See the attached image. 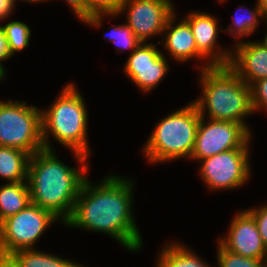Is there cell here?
I'll use <instances>...</instances> for the list:
<instances>
[{
	"label": "cell",
	"instance_id": "1",
	"mask_svg": "<svg viewBox=\"0 0 267 267\" xmlns=\"http://www.w3.org/2000/svg\"><path fill=\"white\" fill-rule=\"evenodd\" d=\"M100 183L92 185L86 177L70 218L62 224L108 234L129 251H140L142 238L131 210L133 181L110 174Z\"/></svg>",
	"mask_w": 267,
	"mask_h": 267
},
{
	"label": "cell",
	"instance_id": "2",
	"mask_svg": "<svg viewBox=\"0 0 267 267\" xmlns=\"http://www.w3.org/2000/svg\"><path fill=\"white\" fill-rule=\"evenodd\" d=\"M79 168L63 164L53 150L41 149L30 157L27 184L31 203L66 222L74 209L88 170L87 156L73 151ZM81 167V168H80Z\"/></svg>",
	"mask_w": 267,
	"mask_h": 267
},
{
	"label": "cell",
	"instance_id": "3",
	"mask_svg": "<svg viewBox=\"0 0 267 267\" xmlns=\"http://www.w3.org/2000/svg\"><path fill=\"white\" fill-rule=\"evenodd\" d=\"M200 72L203 96L193 101L200 116L206 118L208 111L210 119L240 123L251 133L244 121L253 113L251 87L229 66H212Z\"/></svg>",
	"mask_w": 267,
	"mask_h": 267
},
{
	"label": "cell",
	"instance_id": "4",
	"mask_svg": "<svg viewBox=\"0 0 267 267\" xmlns=\"http://www.w3.org/2000/svg\"><path fill=\"white\" fill-rule=\"evenodd\" d=\"M74 84L65 85L61 94L48 110H42V138L44 149L53 150L49 134L71 151L89 157L87 141L88 114L81 93Z\"/></svg>",
	"mask_w": 267,
	"mask_h": 267
},
{
	"label": "cell",
	"instance_id": "5",
	"mask_svg": "<svg viewBox=\"0 0 267 267\" xmlns=\"http://www.w3.org/2000/svg\"><path fill=\"white\" fill-rule=\"evenodd\" d=\"M200 117L198 108L191 101L161 119L144 147L149 163L191 158Z\"/></svg>",
	"mask_w": 267,
	"mask_h": 267
},
{
	"label": "cell",
	"instance_id": "6",
	"mask_svg": "<svg viewBox=\"0 0 267 267\" xmlns=\"http://www.w3.org/2000/svg\"><path fill=\"white\" fill-rule=\"evenodd\" d=\"M0 146L18 148L31 156L44 149L40 108L24 101H0Z\"/></svg>",
	"mask_w": 267,
	"mask_h": 267
},
{
	"label": "cell",
	"instance_id": "7",
	"mask_svg": "<svg viewBox=\"0 0 267 267\" xmlns=\"http://www.w3.org/2000/svg\"><path fill=\"white\" fill-rule=\"evenodd\" d=\"M57 219L59 218L52 212L33 203L9 216L0 223V256H9L17 250L32 249L45 229Z\"/></svg>",
	"mask_w": 267,
	"mask_h": 267
},
{
	"label": "cell",
	"instance_id": "8",
	"mask_svg": "<svg viewBox=\"0 0 267 267\" xmlns=\"http://www.w3.org/2000/svg\"><path fill=\"white\" fill-rule=\"evenodd\" d=\"M200 117L191 160H202L218 153L249 148L251 133L240 123Z\"/></svg>",
	"mask_w": 267,
	"mask_h": 267
},
{
	"label": "cell",
	"instance_id": "9",
	"mask_svg": "<svg viewBox=\"0 0 267 267\" xmlns=\"http://www.w3.org/2000/svg\"><path fill=\"white\" fill-rule=\"evenodd\" d=\"M249 148L227 150L200 160V176L210 190L239 188L251 173Z\"/></svg>",
	"mask_w": 267,
	"mask_h": 267
},
{
	"label": "cell",
	"instance_id": "10",
	"mask_svg": "<svg viewBox=\"0 0 267 267\" xmlns=\"http://www.w3.org/2000/svg\"><path fill=\"white\" fill-rule=\"evenodd\" d=\"M126 11L127 25L142 42L163 34L167 20L175 9L171 0H125L118 14Z\"/></svg>",
	"mask_w": 267,
	"mask_h": 267
},
{
	"label": "cell",
	"instance_id": "11",
	"mask_svg": "<svg viewBox=\"0 0 267 267\" xmlns=\"http://www.w3.org/2000/svg\"><path fill=\"white\" fill-rule=\"evenodd\" d=\"M152 43H142L126 61L124 70L127 77L142 91H151L168 72V63L162 51Z\"/></svg>",
	"mask_w": 267,
	"mask_h": 267
},
{
	"label": "cell",
	"instance_id": "12",
	"mask_svg": "<svg viewBox=\"0 0 267 267\" xmlns=\"http://www.w3.org/2000/svg\"><path fill=\"white\" fill-rule=\"evenodd\" d=\"M219 243L232 253L254 259H265L267 247L263 243L253 215L240 211L231 220L227 236Z\"/></svg>",
	"mask_w": 267,
	"mask_h": 267
},
{
	"label": "cell",
	"instance_id": "13",
	"mask_svg": "<svg viewBox=\"0 0 267 267\" xmlns=\"http://www.w3.org/2000/svg\"><path fill=\"white\" fill-rule=\"evenodd\" d=\"M184 19L189 23L192 30L197 50L206 59L208 57L210 58V61L207 62L208 64L205 63V66L203 65L201 70L212 66H228L232 51H227L216 45L219 31L217 25L218 20L209 13H202L200 11L190 12L188 17L186 16Z\"/></svg>",
	"mask_w": 267,
	"mask_h": 267
},
{
	"label": "cell",
	"instance_id": "14",
	"mask_svg": "<svg viewBox=\"0 0 267 267\" xmlns=\"http://www.w3.org/2000/svg\"><path fill=\"white\" fill-rule=\"evenodd\" d=\"M229 67L248 85L267 78V41H236Z\"/></svg>",
	"mask_w": 267,
	"mask_h": 267
},
{
	"label": "cell",
	"instance_id": "15",
	"mask_svg": "<svg viewBox=\"0 0 267 267\" xmlns=\"http://www.w3.org/2000/svg\"><path fill=\"white\" fill-rule=\"evenodd\" d=\"M175 12L167 20L163 36L164 47L170 53V56L178 62L188 61L192 58L205 59V57L197 50L194 36L189 23L183 19L178 24L176 21ZM175 26V27H174Z\"/></svg>",
	"mask_w": 267,
	"mask_h": 267
},
{
	"label": "cell",
	"instance_id": "16",
	"mask_svg": "<svg viewBox=\"0 0 267 267\" xmlns=\"http://www.w3.org/2000/svg\"><path fill=\"white\" fill-rule=\"evenodd\" d=\"M30 157L21 149L0 146V177L7 183L27 181Z\"/></svg>",
	"mask_w": 267,
	"mask_h": 267
},
{
	"label": "cell",
	"instance_id": "17",
	"mask_svg": "<svg viewBox=\"0 0 267 267\" xmlns=\"http://www.w3.org/2000/svg\"><path fill=\"white\" fill-rule=\"evenodd\" d=\"M31 203L26 182L6 183L0 187V223Z\"/></svg>",
	"mask_w": 267,
	"mask_h": 267
},
{
	"label": "cell",
	"instance_id": "18",
	"mask_svg": "<svg viewBox=\"0 0 267 267\" xmlns=\"http://www.w3.org/2000/svg\"><path fill=\"white\" fill-rule=\"evenodd\" d=\"M17 267H79L73 261L32 249L17 250L8 256Z\"/></svg>",
	"mask_w": 267,
	"mask_h": 267
},
{
	"label": "cell",
	"instance_id": "19",
	"mask_svg": "<svg viewBox=\"0 0 267 267\" xmlns=\"http://www.w3.org/2000/svg\"><path fill=\"white\" fill-rule=\"evenodd\" d=\"M158 260L157 267H209L193 250L176 242L166 245L161 250Z\"/></svg>",
	"mask_w": 267,
	"mask_h": 267
},
{
	"label": "cell",
	"instance_id": "20",
	"mask_svg": "<svg viewBox=\"0 0 267 267\" xmlns=\"http://www.w3.org/2000/svg\"><path fill=\"white\" fill-rule=\"evenodd\" d=\"M125 0H86V19L83 21L89 26H101L104 15L118 16Z\"/></svg>",
	"mask_w": 267,
	"mask_h": 267
},
{
	"label": "cell",
	"instance_id": "21",
	"mask_svg": "<svg viewBox=\"0 0 267 267\" xmlns=\"http://www.w3.org/2000/svg\"><path fill=\"white\" fill-rule=\"evenodd\" d=\"M242 8L243 6H240L241 10ZM242 14L243 15H240V13L236 12L235 16L233 17V23L231 24V26L229 25V28L227 29L228 33L234 34L233 38L235 39L248 36L251 33L255 32L256 28L258 27L259 20L265 19L262 14L261 8L258 5V2L255 9H253L252 11H245Z\"/></svg>",
	"mask_w": 267,
	"mask_h": 267
},
{
	"label": "cell",
	"instance_id": "22",
	"mask_svg": "<svg viewBox=\"0 0 267 267\" xmlns=\"http://www.w3.org/2000/svg\"><path fill=\"white\" fill-rule=\"evenodd\" d=\"M8 42L10 54L24 50L29 45L31 36L30 28L20 21H11L2 25Z\"/></svg>",
	"mask_w": 267,
	"mask_h": 267
},
{
	"label": "cell",
	"instance_id": "23",
	"mask_svg": "<svg viewBox=\"0 0 267 267\" xmlns=\"http://www.w3.org/2000/svg\"><path fill=\"white\" fill-rule=\"evenodd\" d=\"M217 262L219 267H265V259L244 257L225 249L218 242Z\"/></svg>",
	"mask_w": 267,
	"mask_h": 267
},
{
	"label": "cell",
	"instance_id": "24",
	"mask_svg": "<svg viewBox=\"0 0 267 267\" xmlns=\"http://www.w3.org/2000/svg\"><path fill=\"white\" fill-rule=\"evenodd\" d=\"M111 33L104 35L105 38H109L111 42H113L116 47L126 50L131 49L132 52L140 45L142 42L135 36L130 27L127 24L116 25L112 27Z\"/></svg>",
	"mask_w": 267,
	"mask_h": 267
},
{
	"label": "cell",
	"instance_id": "25",
	"mask_svg": "<svg viewBox=\"0 0 267 267\" xmlns=\"http://www.w3.org/2000/svg\"><path fill=\"white\" fill-rule=\"evenodd\" d=\"M250 87L253 112L258 111L260 108L261 110H267V78L254 82Z\"/></svg>",
	"mask_w": 267,
	"mask_h": 267
},
{
	"label": "cell",
	"instance_id": "26",
	"mask_svg": "<svg viewBox=\"0 0 267 267\" xmlns=\"http://www.w3.org/2000/svg\"><path fill=\"white\" fill-rule=\"evenodd\" d=\"M248 211L253 215L263 243L267 247V205H262L256 209L251 207Z\"/></svg>",
	"mask_w": 267,
	"mask_h": 267
},
{
	"label": "cell",
	"instance_id": "27",
	"mask_svg": "<svg viewBox=\"0 0 267 267\" xmlns=\"http://www.w3.org/2000/svg\"><path fill=\"white\" fill-rule=\"evenodd\" d=\"M70 8L82 22L86 19V0H66Z\"/></svg>",
	"mask_w": 267,
	"mask_h": 267
},
{
	"label": "cell",
	"instance_id": "28",
	"mask_svg": "<svg viewBox=\"0 0 267 267\" xmlns=\"http://www.w3.org/2000/svg\"><path fill=\"white\" fill-rule=\"evenodd\" d=\"M11 56L4 29L0 25V62L9 59Z\"/></svg>",
	"mask_w": 267,
	"mask_h": 267
},
{
	"label": "cell",
	"instance_id": "29",
	"mask_svg": "<svg viewBox=\"0 0 267 267\" xmlns=\"http://www.w3.org/2000/svg\"><path fill=\"white\" fill-rule=\"evenodd\" d=\"M15 4L14 0H0V21L8 18L13 12Z\"/></svg>",
	"mask_w": 267,
	"mask_h": 267
},
{
	"label": "cell",
	"instance_id": "30",
	"mask_svg": "<svg viewBox=\"0 0 267 267\" xmlns=\"http://www.w3.org/2000/svg\"><path fill=\"white\" fill-rule=\"evenodd\" d=\"M0 267H17V265L8 256H0Z\"/></svg>",
	"mask_w": 267,
	"mask_h": 267
},
{
	"label": "cell",
	"instance_id": "31",
	"mask_svg": "<svg viewBox=\"0 0 267 267\" xmlns=\"http://www.w3.org/2000/svg\"><path fill=\"white\" fill-rule=\"evenodd\" d=\"M258 5L261 8L264 17L267 16V0H258Z\"/></svg>",
	"mask_w": 267,
	"mask_h": 267
},
{
	"label": "cell",
	"instance_id": "32",
	"mask_svg": "<svg viewBox=\"0 0 267 267\" xmlns=\"http://www.w3.org/2000/svg\"><path fill=\"white\" fill-rule=\"evenodd\" d=\"M5 76V68L3 67V64L0 62V81L3 80Z\"/></svg>",
	"mask_w": 267,
	"mask_h": 267
},
{
	"label": "cell",
	"instance_id": "33",
	"mask_svg": "<svg viewBox=\"0 0 267 267\" xmlns=\"http://www.w3.org/2000/svg\"><path fill=\"white\" fill-rule=\"evenodd\" d=\"M14 1H16V0H14ZM23 1L31 2V3H32V2H33V3H34V2H37V3H38V2H43V1H45V0H23ZM46 1H47V0H46Z\"/></svg>",
	"mask_w": 267,
	"mask_h": 267
},
{
	"label": "cell",
	"instance_id": "34",
	"mask_svg": "<svg viewBox=\"0 0 267 267\" xmlns=\"http://www.w3.org/2000/svg\"><path fill=\"white\" fill-rule=\"evenodd\" d=\"M265 18V21H266V23H267V16L266 17H264ZM264 39L267 41V32H266V34H265V37H264Z\"/></svg>",
	"mask_w": 267,
	"mask_h": 267
},
{
	"label": "cell",
	"instance_id": "35",
	"mask_svg": "<svg viewBox=\"0 0 267 267\" xmlns=\"http://www.w3.org/2000/svg\"><path fill=\"white\" fill-rule=\"evenodd\" d=\"M265 267H267V253H266V257H265Z\"/></svg>",
	"mask_w": 267,
	"mask_h": 267
}]
</instances>
